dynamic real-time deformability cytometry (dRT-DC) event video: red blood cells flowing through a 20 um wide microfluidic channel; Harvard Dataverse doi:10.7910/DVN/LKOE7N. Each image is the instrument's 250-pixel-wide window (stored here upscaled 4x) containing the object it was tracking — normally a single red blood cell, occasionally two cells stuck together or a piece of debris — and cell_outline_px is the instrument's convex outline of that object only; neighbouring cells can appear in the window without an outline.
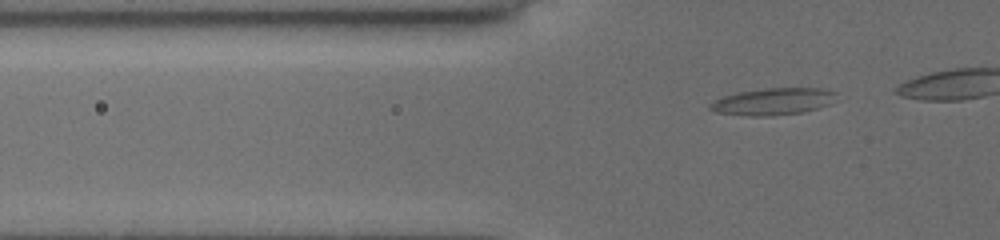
{"species": "common noctule bat (a hibernating species)", "species_latin": "Nyctalus noctula", "temperature_condition": "cold", "stored_images_in_passage": 17, "camera_frame_rate_fps": 3000, "um_per_image_px": 0.085, "animal": {"sex": "female", "body_mass_g": 19.5, "forearm_length_mm": 54.1}, "frame": {"image": 1, "passage_image": 6, "time_ms": 1.667, "image_size_px": [1000, 240], "cell_outline_px": [[832, 92], [824, 104], [816, 108], [800, 112], [768, 116], [752, 116], [720, 112], [708, 108], [716, 100], [724, 96], [740, 92], [768, 88], [820, 88]], "centroid_in_image_um": [65.59, 8.63], "position_along_channel_um": 60.2, "area_um2": 18.55}}
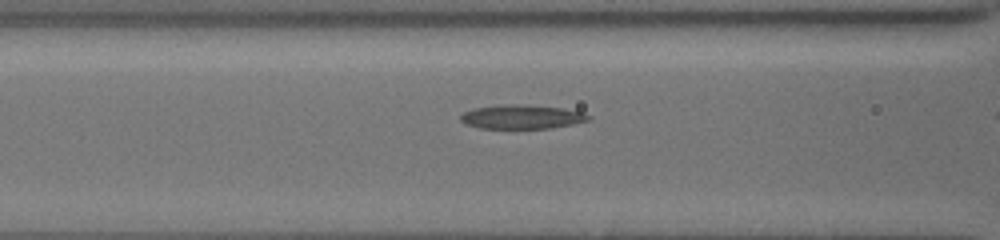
{"frame": {"image": 2, "passage_image": 12, "time_ms": 3.667, "image_size_px": [1000, 240], "cell_outline_px": [[588, 120], [572, 124], [548, 128], [480, 128], [468, 124], [460, 120], [460, 116], [464, 112], [476, 108], [504, 104], [528, 104], [564, 108], [580, 112], [588, 116]], "centroid_in_image_um": [44.32, 9.92], "position_along_channel_um": 122.3, "area_um2": 17.63}}
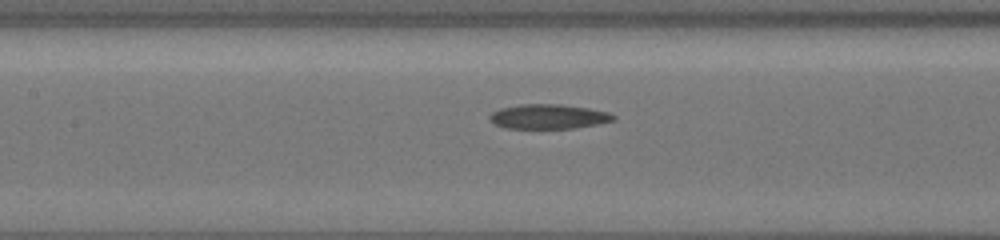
{"frame": {"image": 3, "passage_image": 15, "time_ms": 4.667, "image_size_px": [1000, 240], "cell_outline_px": [[616, 116], [612, 120], [596, 124], [572, 128], [504, 128], [496, 124], [488, 116], [492, 112], [500, 108], [520, 104], [560, 104], [588, 108], [608, 112]], "centroid_in_image_um": [46.59, 9.9], "position_along_channel_um": 160.8, "area_um2": 17.51}}